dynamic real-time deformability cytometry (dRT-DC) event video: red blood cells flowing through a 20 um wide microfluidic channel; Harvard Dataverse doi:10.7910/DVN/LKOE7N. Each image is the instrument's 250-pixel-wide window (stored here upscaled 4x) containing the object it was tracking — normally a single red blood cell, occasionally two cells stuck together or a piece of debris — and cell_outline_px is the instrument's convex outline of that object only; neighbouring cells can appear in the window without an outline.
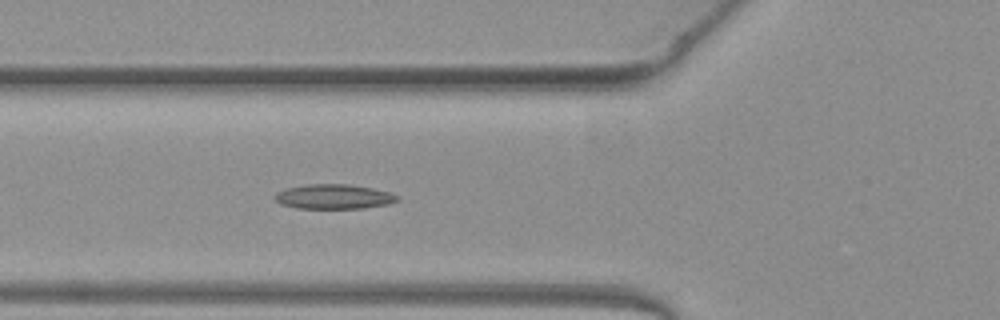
{"species": "common noctule bat (a hibernating species)", "species_latin": "Nyctalus noctula", "temperature_condition": "warm", "stored_images_in_passage": 39, "camera_frame_rate_fps": 3000, "um_per_image_px": 0.085, "animal": {"sex": "female", "body_mass_g": 19.3, "forearm_length_mm": 54.1}, "frame": {"image": 1, "passage_image": 7, "time_ms": 2.0, "image_size_px": [1000, 320], "cell_outline_px": [[400, 200], [388, 204], [364, 208], [296, 208], [280, 204], [272, 196], [276, 192], [288, 188], [308, 184], [348, 184], [372, 188], [388, 192], [400, 196]], "centroid_in_image_um": [28.37, 16.71], "position_along_channel_um": 97.4, "area_um2": 17.63}}
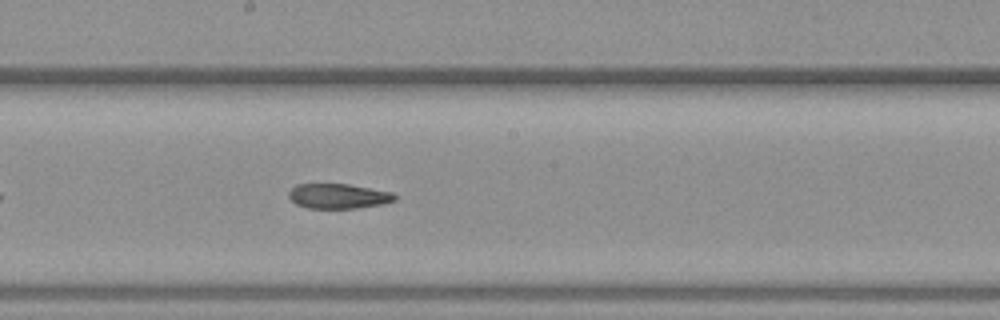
{"frame": {"image": 2, "passage_image": 16, "time_ms": 5.0, "image_size_px": [1000, 320], "cell_outline_px": [[396, 200], [384, 204], [356, 208], [308, 208], [296, 204], [288, 196], [288, 192], [296, 184], [348, 184], [392, 192], [396, 196]], "centroid_in_image_um": [28.76, 16.67], "position_along_channel_um": 219.4, "area_um2": 15.37}}
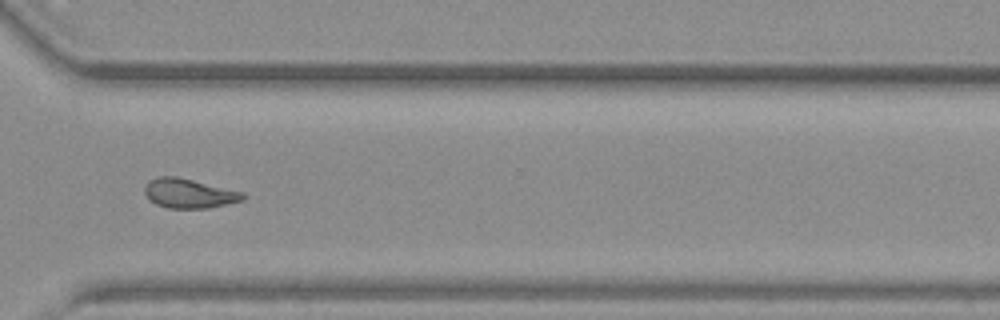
{"frame": {"image": 3, "passage_image": 26, "time_ms": 8.333, "image_size_px": [1000, 320], "cell_outline_px": [[244, 200], [208, 208], [168, 208], [156, 204], [144, 192], [144, 188], [148, 180], [160, 176], [176, 176], [244, 192]], "centroid_in_image_um": [16.07, 16.43], "position_along_channel_um": 354.5, "area_um2": 16.7}, "authors_computed_cell_mechanics": {"area_um2": 16.8776, "velocity_mm_per_s": 4.0524, "shape_relaxation_time_tau1_ms": null, "shape_relaxation_time_tau2_ms": 9.9101, "deformation_change_tau1": null, "deformation_change_tau2": 0.1424}}